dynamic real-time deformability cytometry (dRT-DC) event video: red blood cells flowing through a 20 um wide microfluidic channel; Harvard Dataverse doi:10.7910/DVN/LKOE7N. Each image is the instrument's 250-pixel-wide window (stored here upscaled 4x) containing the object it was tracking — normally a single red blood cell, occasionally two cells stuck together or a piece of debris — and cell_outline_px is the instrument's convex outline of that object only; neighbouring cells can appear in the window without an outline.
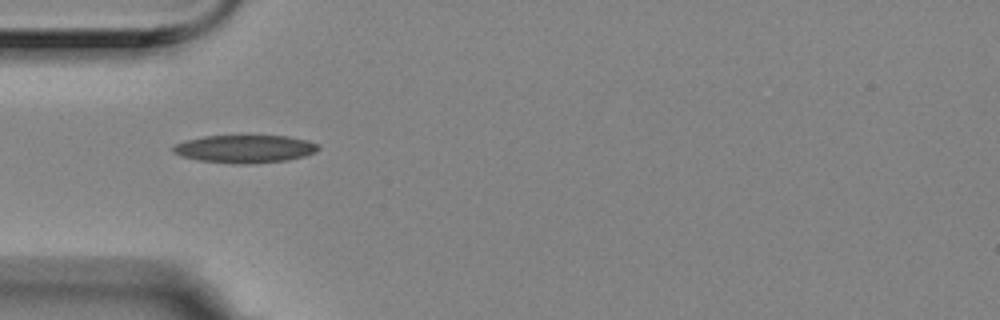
{"species": "Egyptian fruit bat (a non-hibernating species)", "species_latin": "Rousettus aegyptiacus", "temperature_condition": "room temperature", "stored_images_in_passage": 6, "camera_frame_rate_fps": 3000, "um_per_image_px": 0.085, "animal": {"sex": "female"}, "frame": {"image": 1, "passage_image": 5, "time_ms": 1.333, "image_size_px": [1000, 320], "cell_outline_px": [[320, 148], [316, 152], [304, 156], [288, 160], [252, 164], [232, 164], [200, 160], [180, 156], [172, 152], [172, 148], [176, 144], [184, 140], [204, 136], [240, 132], [288, 136], [308, 140], [320, 144]], "centroid_in_image_um": [20.83, 12.6], "position_along_channel_um": 64.2, "area_um2": 25.03}}
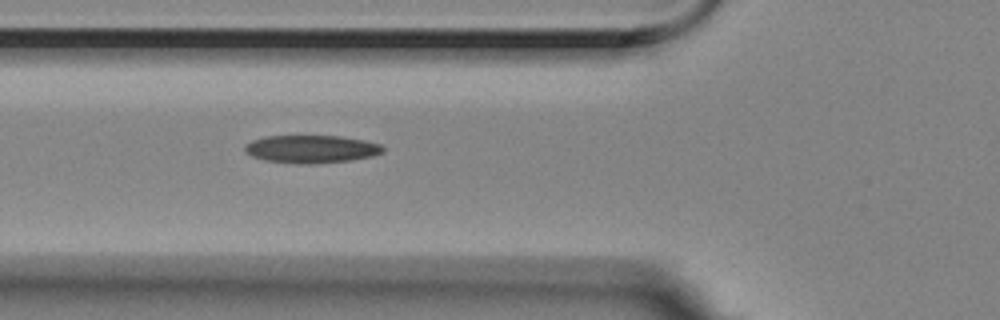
{"frame": {"image": 2, "passage_image": 6, "time_ms": 1.667, "image_size_px": [1000, 320], "cell_outline_px": [[384, 152], [372, 156], [352, 160], [316, 164], [296, 164], [264, 160], [252, 156], [244, 152], [244, 144], [252, 140], [264, 136], [340, 136], [364, 140], [380, 144], [384, 148]], "centroid_in_image_um": [26.43, 12.68], "position_along_channel_um": 99.4, "area_um2": 22.66}}